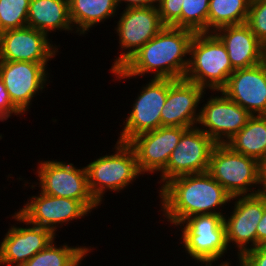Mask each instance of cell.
<instances>
[{
    "mask_svg": "<svg viewBox=\"0 0 266 266\" xmlns=\"http://www.w3.org/2000/svg\"><path fill=\"white\" fill-rule=\"evenodd\" d=\"M70 19L76 33L87 34L92 26L104 22L118 10L117 0H68Z\"/></svg>",
    "mask_w": 266,
    "mask_h": 266,
    "instance_id": "cell-22",
    "label": "cell"
},
{
    "mask_svg": "<svg viewBox=\"0 0 266 266\" xmlns=\"http://www.w3.org/2000/svg\"><path fill=\"white\" fill-rule=\"evenodd\" d=\"M187 129L162 126L132 138L128 144L135 152L139 171L142 174L161 172Z\"/></svg>",
    "mask_w": 266,
    "mask_h": 266,
    "instance_id": "cell-16",
    "label": "cell"
},
{
    "mask_svg": "<svg viewBox=\"0 0 266 266\" xmlns=\"http://www.w3.org/2000/svg\"><path fill=\"white\" fill-rule=\"evenodd\" d=\"M115 150L85 166L89 191L99 205L106 189L118 193L142 174L135 152L128 143L117 141Z\"/></svg>",
    "mask_w": 266,
    "mask_h": 266,
    "instance_id": "cell-4",
    "label": "cell"
},
{
    "mask_svg": "<svg viewBox=\"0 0 266 266\" xmlns=\"http://www.w3.org/2000/svg\"><path fill=\"white\" fill-rule=\"evenodd\" d=\"M116 26L119 47L124 52L116 57L110 71L119 69L134 53L165 27L157 7L125 8Z\"/></svg>",
    "mask_w": 266,
    "mask_h": 266,
    "instance_id": "cell-8",
    "label": "cell"
},
{
    "mask_svg": "<svg viewBox=\"0 0 266 266\" xmlns=\"http://www.w3.org/2000/svg\"><path fill=\"white\" fill-rule=\"evenodd\" d=\"M194 34L188 29L165 26L119 69L111 73L121 80L151 72L156 79H184L189 63L186 56L189 55Z\"/></svg>",
    "mask_w": 266,
    "mask_h": 266,
    "instance_id": "cell-1",
    "label": "cell"
},
{
    "mask_svg": "<svg viewBox=\"0 0 266 266\" xmlns=\"http://www.w3.org/2000/svg\"><path fill=\"white\" fill-rule=\"evenodd\" d=\"M207 172L231 197L257 194L251 187L258 186V161L234 152L226 144L215 145Z\"/></svg>",
    "mask_w": 266,
    "mask_h": 266,
    "instance_id": "cell-6",
    "label": "cell"
},
{
    "mask_svg": "<svg viewBox=\"0 0 266 266\" xmlns=\"http://www.w3.org/2000/svg\"><path fill=\"white\" fill-rule=\"evenodd\" d=\"M53 46L47 34L29 26L5 30L0 33V61L48 63L58 52Z\"/></svg>",
    "mask_w": 266,
    "mask_h": 266,
    "instance_id": "cell-17",
    "label": "cell"
},
{
    "mask_svg": "<svg viewBox=\"0 0 266 266\" xmlns=\"http://www.w3.org/2000/svg\"><path fill=\"white\" fill-rule=\"evenodd\" d=\"M214 33L225 45L234 70L249 68L266 60V46L246 23L224 26Z\"/></svg>",
    "mask_w": 266,
    "mask_h": 266,
    "instance_id": "cell-20",
    "label": "cell"
},
{
    "mask_svg": "<svg viewBox=\"0 0 266 266\" xmlns=\"http://www.w3.org/2000/svg\"><path fill=\"white\" fill-rule=\"evenodd\" d=\"M237 262L238 266H266V244L248 250Z\"/></svg>",
    "mask_w": 266,
    "mask_h": 266,
    "instance_id": "cell-30",
    "label": "cell"
},
{
    "mask_svg": "<svg viewBox=\"0 0 266 266\" xmlns=\"http://www.w3.org/2000/svg\"><path fill=\"white\" fill-rule=\"evenodd\" d=\"M183 0H160L158 11L165 26L181 28V12Z\"/></svg>",
    "mask_w": 266,
    "mask_h": 266,
    "instance_id": "cell-29",
    "label": "cell"
},
{
    "mask_svg": "<svg viewBox=\"0 0 266 266\" xmlns=\"http://www.w3.org/2000/svg\"><path fill=\"white\" fill-rule=\"evenodd\" d=\"M230 265H231L230 261L228 262L226 260L225 262H221V264L219 266H230ZM205 266H213V265L212 264H205Z\"/></svg>",
    "mask_w": 266,
    "mask_h": 266,
    "instance_id": "cell-35",
    "label": "cell"
},
{
    "mask_svg": "<svg viewBox=\"0 0 266 266\" xmlns=\"http://www.w3.org/2000/svg\"><path fill=\"white\" fill-rule=\"evenodd\" d=\"M27 26L49 34L56 30L72 31L68 0H30Z\"/></svg>",
    "mask_w": 266,
    "mask_h": 266,
    "instance_id": "cell-21",
    "label": "cell"
},
{
    "mask_svg": "<svg viewBox=\"0 0 266 266\" xmlns=\"http://www.w3.org/2000/svg\"><path fill=\"white\" fill-rule=\"evenodd\" d=\"M251 0H210L207 32L247 22Z\"/></svg>",
    "mask_w": 266,
    "mask_h": 266,
    "instance_id": "cell-24",
    "label": "cell"
},
{
    "mask_svg": "<svg viewBox=\"0 0 266 266\" xmlns=\"http://www.w3.org/2000/svg\"><path fill=\"white\" fill-rule=\"evenodd\" d=\"M266 244V197H264V212L257 226V247Z\"/></svg>",
    "mask_w": 266,
    "mask_h": 266,
    "instance_id": "cell-34",
    "label": "cell"
},
{
    "mask_svg": "<svg viewBox=\"0 0 266 266\" xmlns=\"http://www.w3.org/2000/svg\"><path fill=\"white\" fill-rule=\"evenodd\" d=\"M159 189L163 216L177 227L194 215H223L219 207L232 198L208 172L175 177Z\"/></svg>",
    "mask_w": 266,
    "mask_h": 266,
    "instance_id": "cell-2",
    "label": "cell"
},
{
    "mask_svg": "<svg viewBox=\"0 0 266 266\" xmlns=\"http://www.w3.org/2000/svg\"><path fill=\"white\" fill-rule=\"evenodd\" d=\"M134 100L124 128L119 134L120 142L128 143L135 136L162 127L161 110L168 92V79L151 78Z\"/></svg>",
    "mask_w": 266,
    "mask_h": 266,
    "instance_id": "cell-11",
    "label": "cell"
},
{
    "mask_svg": "<svg viewBox=\"0 0 266 266\" xmlns=\"http://www.w3.org/2000/svg\"><path fill=\"white\" fill-rule=\"evenodd\" d=\"M123 1L124 3H127L125 7L126 9L136 7H158L160 3V0H117L118 6H120Z\"/></svg>",
    "mask_w": 266,
    "mask_h": 266,
    "instance_id": "cell-33",
    "label": "cell"
},
{
    "mask_svg": "<svg viewBox=\"0 0 266 266\" xmlns=\"http://www.w3.org/2000/svg\"><path fill=\"white\" fill-rule=\"evenodd\" d=\"M231 200L236 201L230 217L224 216L226 242L228 247L231 242L235 244L240 259L248 250L257 247V226L264 212V197L256 194Z\"/></svg>",
    "mask_w": 266,
    "mask_h": 266,
    "instance_id": "cell-13",
    "label": "cell"
},
{
    "mask_svg": "<svg viewBox=\"0 0 266 266\" xmlns=\"http://www.w3.org/2000/svg\"><path fill=\"white\" fill-rule=\"evenodd\" d=\"M217 92L222 96L208 98L207 104L201 107L198 124L216 144H225L247 124L252 115L223 92Z\"/></svg>",
    "mask_w": 266,
    "mask_h": 266,
    "instance_id": "cell-12",
    "label": "cell"
},
{
    "mask_svg": "<svg viewBox=\"0 0 266 266\" xmlns=\"http://www.w3.org/2000/svg\"><path fill=\"white\" fill-rule=\"evenodd\" d=\"M36 173L42 193L79 200L90 212L99 205L89 191L86 167L46 160L39 163Z\"/></svg>",
    "mask_w": 266,
    "mask_h": 266,
    "instance_id": "cell-7",
    "label": "cell"
},
{
    "mask_svg": "<svg viewBox=\"0 0 266 266\" xmlns=\"http://www.w3.org/2000/svg\"><path fill=\"white\" fill-rule=\"evenodd\" d=\"M220 91L251 115H266V60L235 70Z\"/></svg>",
    "mask_w": 266,
    "mask_h": 266,
    "instance_id": "cell-19",
    "label": "cell"
},
{
    "mask_svg": "<svg viewBox=\"0 0 266 266\" xmlns=\"http://www.w3.org/2000/svg\"><path fill=\"white\" fill-rule=\"evenodd\" d=\"M258 185L257 194L266 197V156L258 161Z\"/></svg>",
    "mask_w": 266,
    "mask_h": 266,
    "instance_id": "cell-32",
    "label": "cell"
},
{
    "mask_svg": "<svg viewBox=\"0 0 266 266\" xmlns=\"http://www.w3.org/2000/svg\"><path fill=\"white\" fill-rule=\"evenodd\" d=\"M12 218L28 226L11 225L0 242V265L23 266L56 238L49 229L27 222L18 212Z\"/></svg>",
    "mask_w": 266,
    "mask_h": 266,
    "instance_id": "cell-14",
    "label": "cell"
},
{
    "mask_svg": "<svg viewBox=\"0 0 266 266\" xmlns=\"http://www.w3.org/2000/svg\"><path fill=\"white\" fill-rule=\"evenodd\" d=\"M53 240L42 251L23 266H79L83 258L91 252L88 247H70L68 244L56 246Z\"/></svg>",
    "mask_w": 266,
    "mask_h": 266,
    "instance_id": "cell-25",
    "label": "cell"
},
{
    "mask_svg": "<svg viewBox=\"0 0 266 266\" xmlns=\"http://www.w3.org/2000/svg\"><path fill=\"white\" fill-rule=\"evenodd\" d=\"M30 0H0V33L27 26Z\"/></svg>",
    "mask_w": 266,
    "mask_h": 266,
    "instance_id": "cell-27",
    "label": "cell"
},
{
    "mask_svg": "<svg viewBox=\"0 0 266 266\" xmlns=\"http://www.w3.org/2000/svg\"><path fill=\"white\" fill-rule=\"evenodd\" d=\"M18 213L29 223L49 229L56 236L58 225L88 216L90 211L76 199L50 196L40 192L23 205Z\"/></svg>",
    "mask_w": 266,
    "mask_h": 266,
    "instance_id": "cell-15",
    "label": "cell"
},
{
    "mask_svg": "<svg viewBox=\"0 0 266 266\" xmlns=\"http://www.w3.org/2000/svg\"><path fill=\"white\" fill-rule=\"evenodd\" d=\"M246 24L266 46V0H251Z\"/></svg>",
    "mask_w": 266,
    "mask_h": 266,
    "instance_id": "cell-28",
    "label": "cell"
},
{
    "mask_svg": "<svg viewBox=\"0 0 266 266\" xmlns=\"http://www.w3.org/2000/svg\"><path fill=\"white\" fill-rule=\"evenodd\" d=\"M225 215L203 214L194 215L184 219L181 243L185 252L195 259L197 263L213 264L225 256L228 248L224 225Z\"/></svg>",
    "mask_w": 266,
    "mask_h": 266,
    "instance_id": "cell-5",
    "label": "cell"
},
{
    "mask_svg": "<svg viewBox=\"0 0 266 266\" xmlns=\"http://www.w3.org/2000/svg\"><path fill=\"white\" fill-rule=\"evenodd\" d=\"M210 0H183L181 28L194 33L207 32V18Z\"/></svg>",
    "mask_w": 266,
    "mask_h": 266,
    "instance_id": "cell-26",
    "label": "cell"
},
{
    "mask_svg": "<svg viewBox=\"0 0 266 266\" xmlns=\"http://www.w3.org/2000/svg\"><path fill=\"white\" fill-rule=\"evenodd\" d=\"M47 63L0 61V79L12 104L22 113L29 109L33 97L45 88L49 79ZM47 75V76H46Z\"/></svg>",
    "mask_w": 266,
    "mask_h": 266,
    "instance_id": "cell-10",
    "label": "cell"
},
{
    "mask_svg": "<svg viewBox=\"0 0 266 266\" xmlns=\"http://www.w3.org/2000/svg\"><path fill=\"white\" fill-rule=\"evenodd\" d=\"M215 145L199 126L188 128L172 151L166 167L161 171V188L175 177L207 172Z\"/></svg>",
    "mask_w": 266,
    "mask_h": 266,
    "instance_id": "cell-9",
    "label": "cell"
},
{
    "mask_svg": "<svg viewBox=\"0 0 266 266\" xmlns=\"http://www.w3.org/2000/svg\"><path fill=\"white\" fill-rule=\"evenodd\" d=\"M204 91L206 92L203 87L185 79H168L167 98L161 110L162 126H197L200 117L197 107L205 94Z\"/></svg>",
    "mask_w": 266,
    "mask_h": 266,
    "instance_id": "cell-18",
    "label": "cell"
},
{
    "mask_svg": "<svg viewBox=\"0 0 266 266\" xmlns=\"http://www.w3.org/2000/svg\"><path fill=\"white\" fill-rule=\"evenodd\" d=\"M13 115H21L22 113L12 104L6 87L0 79V121L7 120Z\"/></svg>",
    "mask_w": 266,
    "mask_h": 266,
    "instance_id": "cell-31",
    "label": "cell"
},
{
    "mask_svg": "<svg viewBox=\"0 0 266 266\" xmlns=\"http://www.w3.org/2000/svg\"><path fill=\"white\" fill-rule=\"evenodd\" d=\"M234 71L225 45L214 32L194 34L185 80L204 89L220 91Z\"/></svg>",
    "mask_w": 266,
    "mask_h": 266,
    "instance_id": "cell-3",
    "label": "cell"
},
{
    "mask_svg": "<svg viewBox=\"0 0 266 266\" xmlns=\"http://www.w3.org/2000/svg\"><path fill=\"white\" fill-rule=\"evenodd\" d=\"M234 152L260 161L266 156V115H252L226 143Z\"/></svg>",
    "mask_w": 266,
    "mask_h": 266,
    "instance_id": "cell-23",
    "label": "cell"
}]
</instances>
